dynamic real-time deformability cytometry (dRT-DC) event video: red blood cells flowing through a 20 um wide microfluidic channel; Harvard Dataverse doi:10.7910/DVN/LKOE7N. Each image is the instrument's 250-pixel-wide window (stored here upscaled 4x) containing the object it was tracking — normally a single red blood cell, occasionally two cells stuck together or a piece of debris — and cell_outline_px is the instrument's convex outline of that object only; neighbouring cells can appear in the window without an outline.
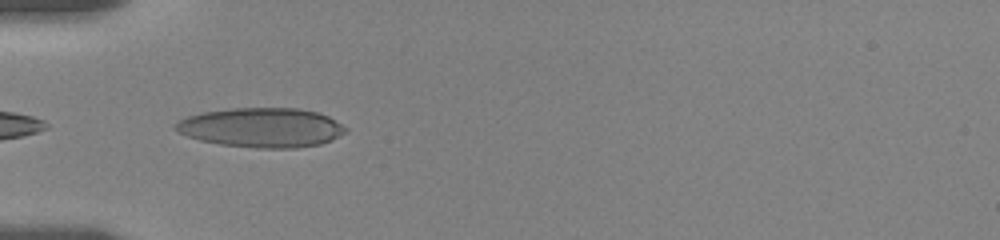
{"species": "human", "species_latin": "Homo sapiens", "temperature_condition": "room temperature", "stored_images_in_passage": 4, "camera_frame_rate_fps": 3000, "um_per_image_px": 0.085, "donor": {"sex": "female"}, "frame": {"image": 1, "passage_image": 1, "time_ms": 0.0, "image_size_px": [1000, 240], "cell_outline_px": [[348, 128], [344, 132], [332, 140], [320, 144], [296, 148], [256, 148], [220, 144], [200, 140], [188, 136], [172, 128], [180, 120], [188, 116], [204, 112], [232, 108], [300, 108], [320, 112], [328, 116]], "centroid_in_image_um": [22.26, 10.84], "position_along_channel_um": 62.7, "area_um2": 39.07}}